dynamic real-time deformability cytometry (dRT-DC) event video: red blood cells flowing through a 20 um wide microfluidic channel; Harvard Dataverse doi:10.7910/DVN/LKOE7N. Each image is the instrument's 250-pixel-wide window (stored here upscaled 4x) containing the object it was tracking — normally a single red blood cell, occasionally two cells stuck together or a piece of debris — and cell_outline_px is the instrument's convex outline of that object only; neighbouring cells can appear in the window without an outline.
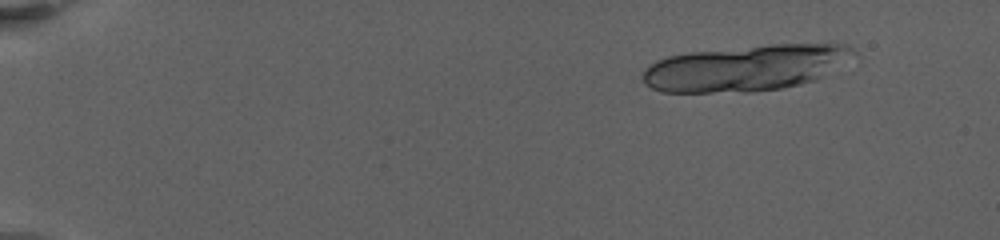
{"species": "human", "species_latin": "Homo sapiens", "temperature_condition": "warm", "stored_images_in_passage": 19, "camera_frame_rate_fps": 3000, "um_per_image_px": 0.085, "donor": {"sex": "female"}, "frame": {"image": 1, "passage_image": 1, "time_ms": 0.0, "image_size_px": [1000, 240], "cell_outline_px": [[856, 52], [820, 76], [812, 80], [800, 84], [780, 88], [748, 92], [664, 92], [652, 88], [644, 80], [644, 68], [656, 60], [668, 56], [688, 52], [768, 44], [828, 40], [832, 40], [848, 44]], "centroid_in_image_um": [63.42, 5.72], "position_along_channel_um": 21.6, "area_um2": 56.88}}